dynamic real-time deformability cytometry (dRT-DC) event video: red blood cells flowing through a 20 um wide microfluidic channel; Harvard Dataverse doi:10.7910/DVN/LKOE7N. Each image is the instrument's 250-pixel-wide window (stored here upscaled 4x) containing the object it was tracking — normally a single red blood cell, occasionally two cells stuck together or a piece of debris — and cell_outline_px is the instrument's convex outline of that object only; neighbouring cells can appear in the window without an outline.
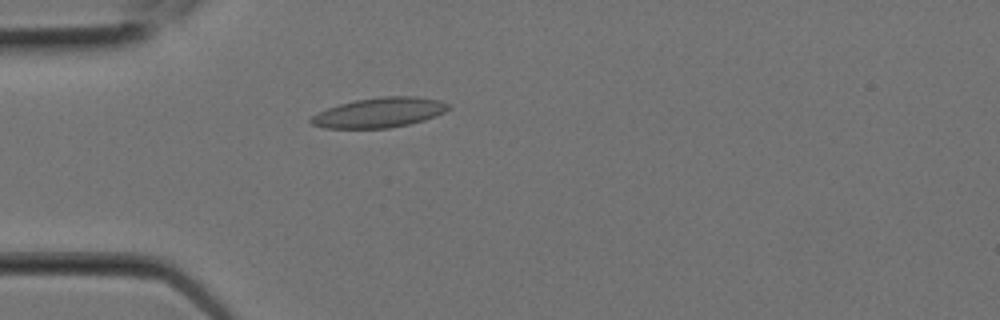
{"species": "Egyptian fruit bat (a non-hibernating species)", "species_latin": "Rousettus aegyptiacus", "temperature_condition": "room temperature", "stored_images_in_passage": 5, "camera_frame_rate_fps": 3000, "um_per_image_px": 0.085, "animal": {"sex": "female"}, "frame": {"image": 1, "passage_image": 1, "time_ms": 0.0, "image_size_px": [1000, 320], "cell_outline_px": [[452, 108], [436, 116], [424, 120], [408, 124], [388, 128], [324, 128], [312, 124], [308, 120], [312, 116], [328, 108], [340, 104], [356, 100], [384, 96], [412, 96], [440, 100], [452, 104]], "centroid_in_image_um": [32.3, 9.57], "position_along_channel_um": 52.7, "area_um2": 23.87}}
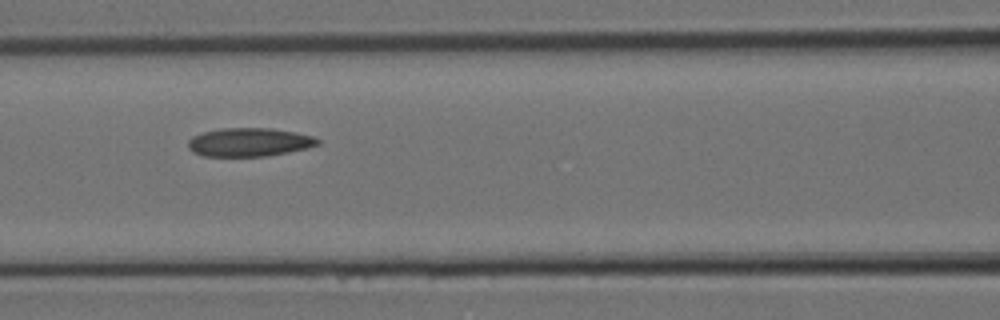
{"frame": {"image": 2, "passage_image": 4, "time_ms": 1.0, "image_size_px": [1000, 320], "cell_outline_px": [[320, 144], [308, 148], [268, 156], [204, 156], [192, 152], [188, 148], [188, 140], [192, 136], [204, 132], [220, 128], [272, 128], [296, 132], [312, 136], [320, 140]], "centroid_in_image_um": [21.19, 12.08], "position_along_channel_um": 145.4, "area_um2": 21.68}}
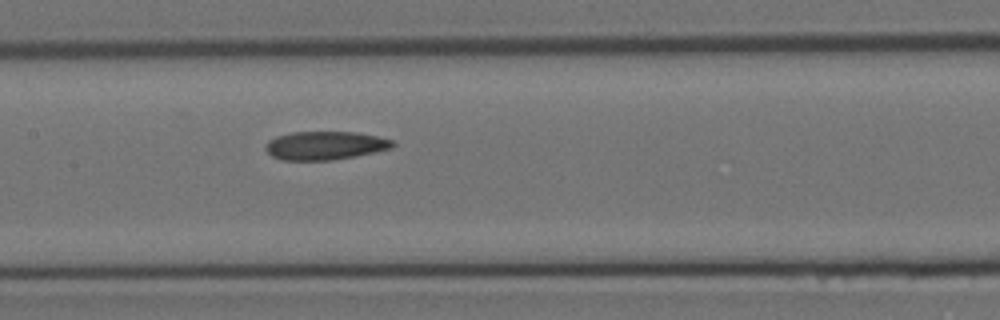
{"frame": {"image": 3, "passage_image": 5, "time_ms": 1.333, "image_size_px": [1000, 320], "cell_outline_px": [[396, 144], [392, 148], [356, 156], [332, 160], [280, 160], [272, 156], [264, 148], [268, 140], [276, 136], [292, 132], [356, 132], [376, 136], [392, 140]], "centroid_in_image_um": [27.61, 12.37], "position_along_channel_um": 179.8, "area_um2": 21.1}}